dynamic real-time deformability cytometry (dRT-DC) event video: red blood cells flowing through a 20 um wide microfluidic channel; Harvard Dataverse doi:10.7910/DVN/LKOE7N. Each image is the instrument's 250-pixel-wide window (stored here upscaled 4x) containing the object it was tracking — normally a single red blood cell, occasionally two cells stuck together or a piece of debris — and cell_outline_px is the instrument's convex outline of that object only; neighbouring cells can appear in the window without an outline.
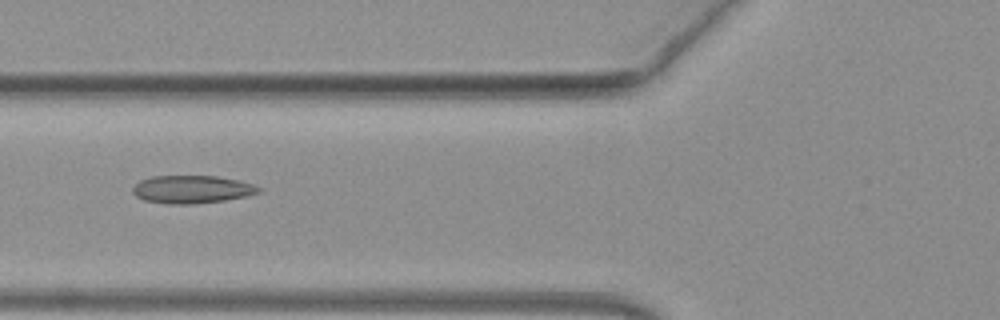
{"species": "common noctule bat (a hibernating species)", "species_latin": "Nyctalus noctula", "temperature_condition": "warm", "stored_images_in_passage": 6, "camera_frame_rate_fps": 3000, "um_per_image_px": 0.085, "animal": {"sex": "female", "body_mass_g": 19.3, "forearm_length_mm": 54.1}, "frame": {"image": 1, "passage_image": 5, "time_ms": 1.333, "image_size_px": [1000, 320], "cell_outline_px": [[264, 188], [260, 192], [248, 196], [224, 200], [192, 204], [168, 204], [144, 200], [136, 196], [132, 192], [132, 188], [140, 180], [152, 176], [216, 176], [256, 184]], "centroid_in_image_um": [16.35, 16.09], "position_along_channel_um": 109.5, "area_um2": 20.58}}